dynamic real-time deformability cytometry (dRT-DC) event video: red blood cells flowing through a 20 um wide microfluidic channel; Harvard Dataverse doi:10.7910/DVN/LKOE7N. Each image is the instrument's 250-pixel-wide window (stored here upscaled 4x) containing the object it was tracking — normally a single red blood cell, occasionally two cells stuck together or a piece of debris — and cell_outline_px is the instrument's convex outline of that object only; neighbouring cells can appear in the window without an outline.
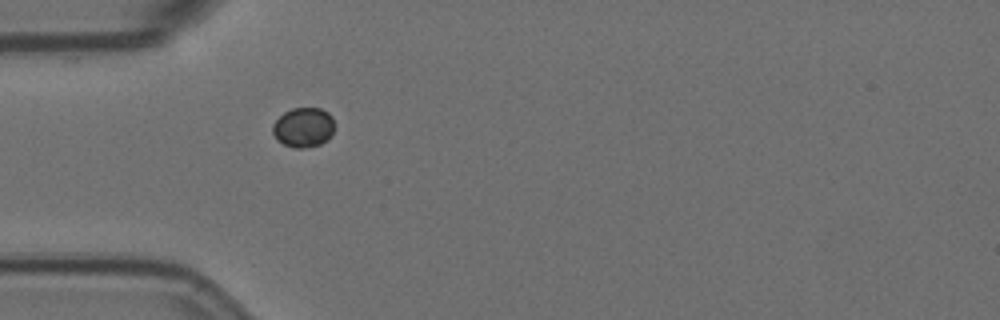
{"species": "Egyptian fruit bat (a non-hibernating species)", "species_latin": "Rousettus aegyptiacus", "temperature_condition": "room temperature", "stored_images_in_passage": 41, "camera_frame_rate_fps": 3000, "um_per_image_px": 0.085, "animal": {"sex": "female"}, "frame": {"image": 1, "passage_image": 1, "time_ms": 0.0, "image_size_px": [1000, 320], "cell_outline_px": [[332, 132], [328, 140], [320, 144], [304, 148], [296, 148], [284, 144], [276, 140], [272, 132], [272, 124], [284, 112], [292, 108], [320, 108], [328, 112], [332, 116]], "centroid_in_image_um": [25.76, 10.83], "position_along_channel_um": 59.2, "area_um2": 14.28}}
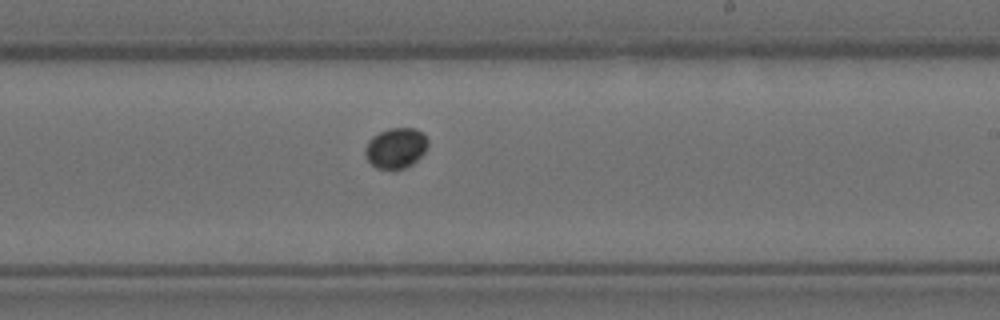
{"frame": {"image": 2, "passage_image": 18, "time_ms": 5.667, "image_size_px": [1000, 320], "cell_outline_px": [[428, 144], [424, 152], [412, 164], [404, 168], [376, 168], [364, 156], [364, 148], [368, 140], [372, 136], [388, 128], [416, 128], [424, 132], [428, 140]], "centroid_in_image_um": [33.64, 12.55], "position_along_channel_um": 255.4, "area_um2": 14.85}}
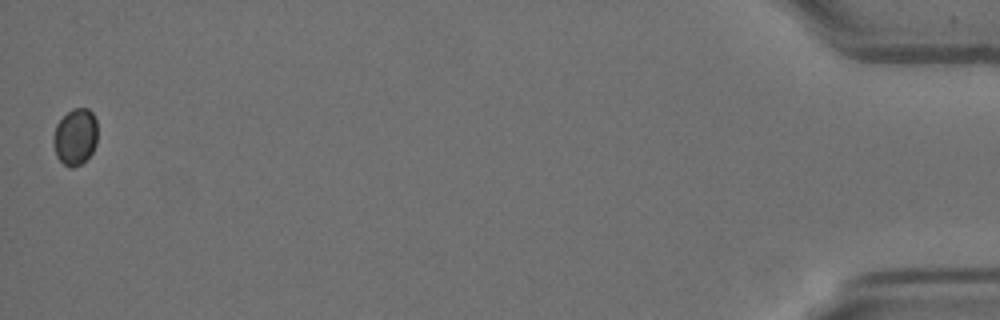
{"frame": {"image": 3, "passage_image": 41, "time_ms": 13.333, "image_size_px": [1000, 320], "cell_outline_px": [[96, 144], [92, 152], [80, 164], [72, 168], [68, 168], [56, 156], [52, 144], [52, 140], [56, 124], [72, 108], [88, 108], [92, 112], [96, 120]], "centroid_in_image_um": [6.37, 11.63], "position_along_channel_um": 428.8, "area_um2": 14.57}}